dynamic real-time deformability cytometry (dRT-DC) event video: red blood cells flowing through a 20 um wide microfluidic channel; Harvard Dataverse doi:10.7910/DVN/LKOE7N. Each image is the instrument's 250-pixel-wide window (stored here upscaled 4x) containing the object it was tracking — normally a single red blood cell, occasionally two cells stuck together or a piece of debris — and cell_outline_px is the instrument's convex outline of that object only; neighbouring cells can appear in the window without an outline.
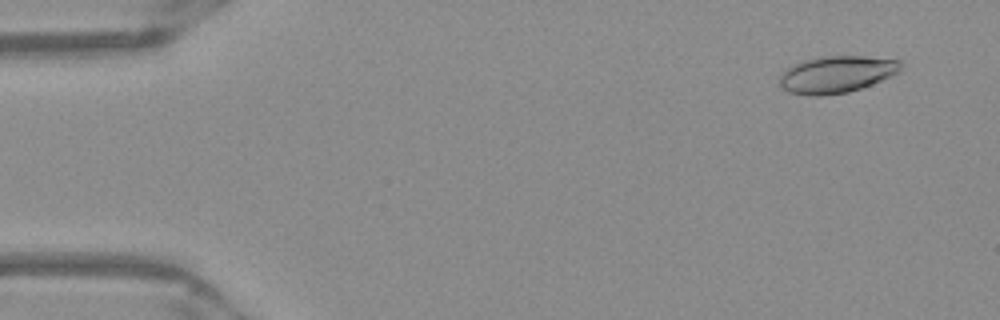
{"species": "Egyptian fruit bat (a non-hibernating species)", "species_latin": "Rousettus aegyptiacus", "temperature_condition": "warm", "stored_images_in_passage": 52, "camera_frame_rate_fps": 3000, "um_per_image_px": 0.085, "frame": {"image": 1, "passage_image": 4, "time_ms": 1.0, "image_size_px": [1000, 320], "cell_outline_px": [[904, 64], [900, 72], [892, 76], [872, 84], [848, 92], [824, 96], [812, 96], [788, 92], [776, 80], [784, 68], [804, 60], [820, 56], [864, 56], [900, 60]], "centroid_in_image_um": [71.09, 6.32], "position_along_channel_um": 13.9, "area_um2": 26.53}}
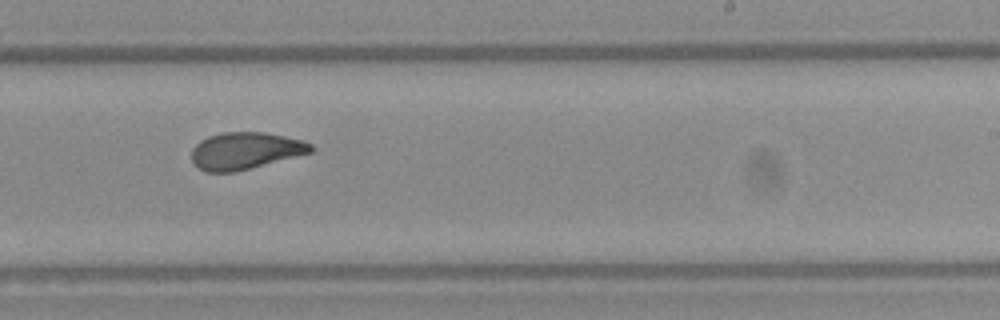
{"frame": {"image": 2, "passage_image": 32, "time_ms": 10.333, "image_size_px": [1000, 320], "cell_outline_px": [[316, 148], [312, 152], [236, 172], [208, 172], [200, 168], [192, 160], [192, 148], [200, 140], [208, 136], [224, 132], [264, 132], [304, 140], [312, 144]], "centroid_in_image_um": [20.88, 12.81], "position_along_channel_um": 268.1, "area_um2": 25.72}}
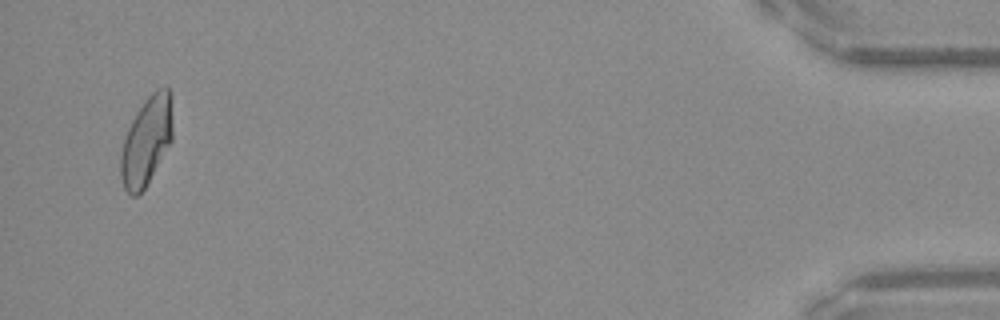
{"frame": {"image": 3, "passage_image": 50, "time_ms": 16.333, "image_size_px": [1000, 320], "cell_outline_px": [[172, 140], [144, 188], [136, 196], [132, 196], [124, 188], [120, 176], [120, 156], [124, 140], [128, 128], [136, 112], [144, 100], [156, 88], [168, 88], [172, 92]], "centroid_in_image_um": [12.46, 11.94], "position_along_channel_um": 422.7, "area_um2": 26.7}, "authors_computed_cell_mechanics": {"area_um2": 26.2123, "velocity_mm_per_s": 3.9573, "shape_relaxation_time_tau1_ms": 6.4279, "shape_relaxation_time_tau2_ms": 1.4621, "deformation_change_tau1": 0.223, "deformation_change_tau2": 0.0797}}